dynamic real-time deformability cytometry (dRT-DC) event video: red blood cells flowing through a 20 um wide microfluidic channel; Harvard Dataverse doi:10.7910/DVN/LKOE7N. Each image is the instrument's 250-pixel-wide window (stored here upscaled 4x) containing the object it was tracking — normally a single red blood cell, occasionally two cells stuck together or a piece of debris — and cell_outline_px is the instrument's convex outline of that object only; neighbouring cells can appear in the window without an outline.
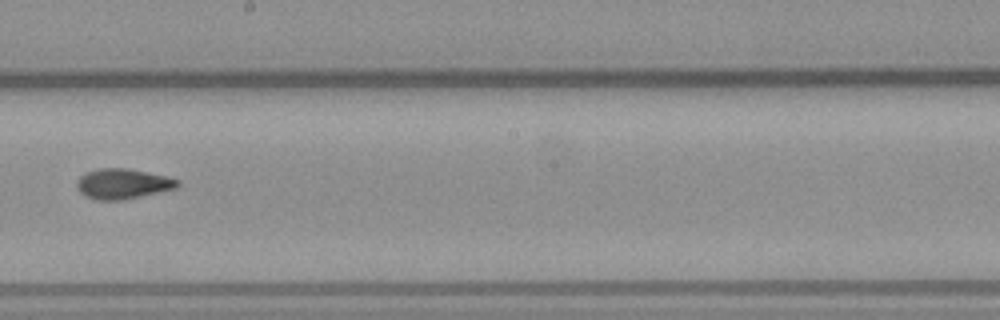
{"species": "common noctule bat (a hibernating species)", "species_latin": "Nyctalus noctula", "temperature_condition": "warm", "stored_images_in_passage": 9, "camera_frame_rate_fps": 3000, "um_per_image_px": 0.085, "animal": {"sex": "male", "body_mass_g": 23.1, "forearm_length_mm": 52.7}, "frame": {"image": 1, "passage_image": 9, "time_ms": 9.333, "image_size_px": [1000, 320], "cell_outline_px": [[180, 184], [176, 188], [140, 196], [120, 200], [96, 200], [80, 192], [76, 188], [76, 180], [80, 176], [88, 172], [100, 168], [128, 168], [168, 176], [180, 180]], "centroid_in_image_um": [10.44, 15.61], "position_along_channel_um": 237.8, "area_um2": 17.69}}